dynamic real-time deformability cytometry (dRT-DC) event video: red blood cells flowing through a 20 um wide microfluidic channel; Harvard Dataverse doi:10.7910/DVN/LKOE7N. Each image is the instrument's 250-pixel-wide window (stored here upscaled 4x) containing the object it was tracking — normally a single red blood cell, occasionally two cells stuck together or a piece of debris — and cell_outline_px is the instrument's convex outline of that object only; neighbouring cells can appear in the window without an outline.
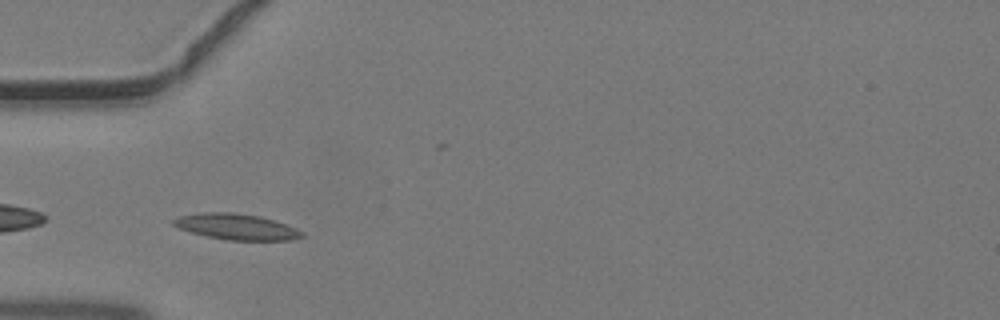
{"species": "common noctule bat (a hibernating species)", "species_latin": "Nyctalus noctula", "temperature_condition": "warm", "stored_images_in_passage": 39, "camera_frame_rate_fps": 3000, "um_per_image_px": 0.085, "animal": {"sex": "male", "body_mass_g": 19.2, "forearm_length_mm": 51.8}, "frame": {"image": 1, "passage_image": 8, "time_ms": 2.333, "image_size_px": [1000, 320], "cell_outline_px": [[304, 236], [292, 240], [228, 240], [208, 236], [192, 232], [180, 228], [172, 224], [172, 220], [180, 216], [200, 212], [232, 212], [260, 216], [276, 220], [296, 228], [304, 232]], "centroid_in_image_um": [20.14, 19.26], "position_along_channel_um": 64.9, "area_um2": 19.36}}
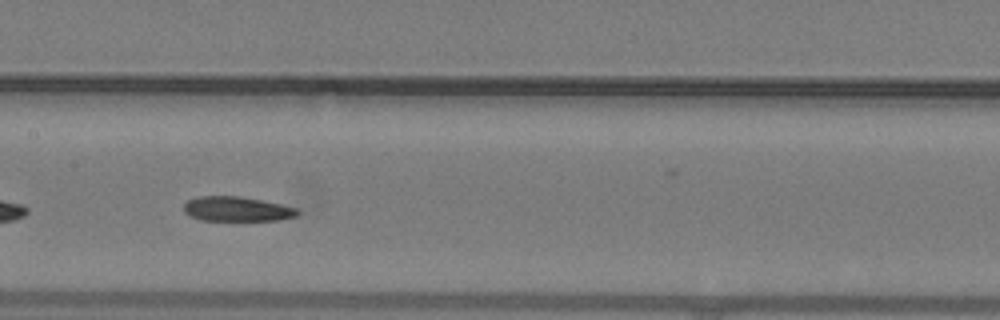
{"frame": {"image": 2, "passage_image": 16, "time_ms": 5.0, "image_size_px": [1000, 320], "cell_outline_px": [[300, 212], [296, 216], [280, 220], [200, 220], [188, 216], [184, 212], [184, 204], [188, 200], [196, 196], [240, 196], [280, 204], [296, 208]], "centroid_in_image_um": [20.09, 17.76], "position_along_channel_um": 187.3, "area_um2": 16.36}}
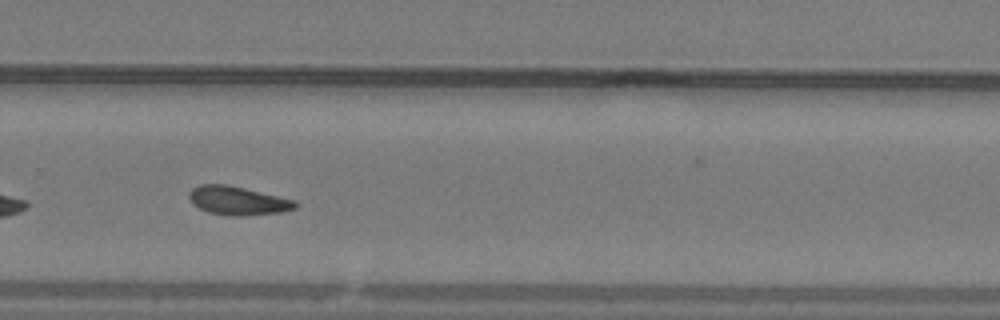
{"frame": {"image": 3, "passage_image": 24, "time_ms": 7.667, "image_size_px": [1000, 320], "cell_outline_px": [[296, 208], [280, 212], [248, 216], [232, 216], [208, 212], [192, 204], [188, 196], [188, 192], [192, 188], [200, 184], [224, 184], [244, 188], [296, 200]], "centroid_in_image_um": [20.18, 17.06], "position_along_channel_um": 309.6, "area_um2": 17.74}}